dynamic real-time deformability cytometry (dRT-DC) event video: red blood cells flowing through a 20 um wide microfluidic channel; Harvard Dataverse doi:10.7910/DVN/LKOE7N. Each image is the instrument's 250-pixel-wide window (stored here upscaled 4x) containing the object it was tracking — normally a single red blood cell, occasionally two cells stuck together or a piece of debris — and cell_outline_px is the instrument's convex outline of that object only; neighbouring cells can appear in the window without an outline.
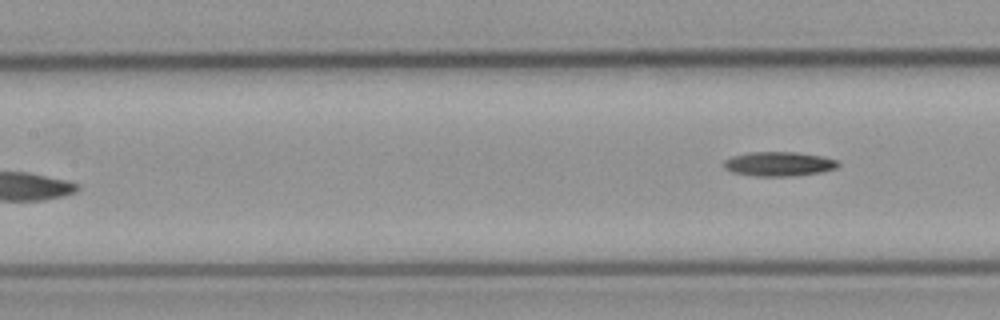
{"species": "common noctule bat (a hibernating species)", "species_latin": "Nyctalus noctula", "temperature_condition": "cold", "stored_images_in_passage": 8, "camera_frame_rate_fps": 3000, "um_per_image_px": 0.085, "animal": {"sex": "male", "body_mass_g": 23.1, "forearm_length_mm": 52.7}, "frame": {"image": 1, "passage_image": 8, "time_ms": 9.333, "image_size_px": [1000, 320], "cell_outline_px": [[840, 164], [836, 168], [820, 172], [792, 176], [752, 176], [732, 172], [724, 168], [724, 160], [732, 156], [748, 152], [796, 152], [820, 156], [836, 160]], "centroid_in_image_um": [66.16, 13.93], "position_along_channel_um": 141.2, "area_um2": 16.18}}